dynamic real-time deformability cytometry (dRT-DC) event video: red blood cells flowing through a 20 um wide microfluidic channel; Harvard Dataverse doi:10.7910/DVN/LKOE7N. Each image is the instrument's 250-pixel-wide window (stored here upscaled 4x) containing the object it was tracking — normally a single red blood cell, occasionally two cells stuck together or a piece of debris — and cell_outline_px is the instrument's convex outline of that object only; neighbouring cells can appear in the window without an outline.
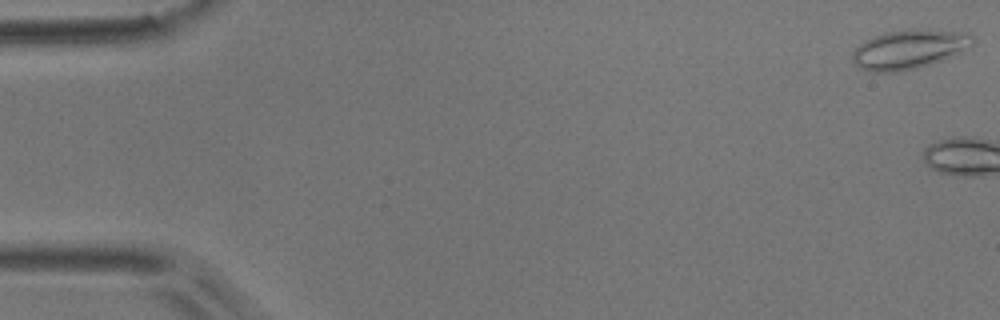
{"species": "common noctule bat (a hibernating species)", "species_latin": "Nyctalus noctula", "temperature_condition": "room temperature", "stored_images_in_passage": 5, "camera_frame_rate_fps": 3000, "um_per_image_px": 0.085, "animal": {"sex": "male", "body_mass_g": 17.9}, "frame": {"image": 1, "passage_image": 1, "time_ms": 0.0, "image_size_px": [1000, 320], "cell_outline_px": [[972, 44], [960, 52], [940, 60], [916, 68], [896, 72], [872, 72], [860, 68], [852, 60], [852, 52], [864, 40], [872, 36], [888, 32], [912, 28], [924, 28], [968, 32], [972, 36]], "centroid_in_image_um": [77.24, 4.16], "position_along_channel_um": 7.8, "area_um2": 27.46}}